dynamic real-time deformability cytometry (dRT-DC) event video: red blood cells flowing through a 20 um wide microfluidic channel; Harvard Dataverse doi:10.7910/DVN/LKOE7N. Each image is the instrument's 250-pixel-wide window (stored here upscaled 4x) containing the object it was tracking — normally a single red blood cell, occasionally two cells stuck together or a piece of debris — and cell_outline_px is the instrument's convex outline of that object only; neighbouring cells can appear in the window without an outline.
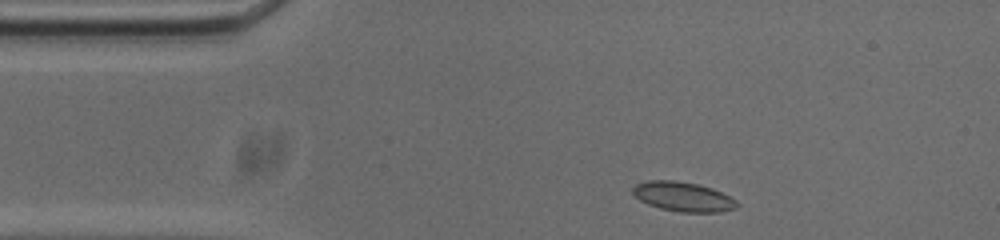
{"species": "common noctule bat (a hibernating species)", "species_latin": "Nyctalus noctula", "temperature_condition": "cold", "stored_images_in_passage": 47, "camera_frame_rate_fps": 3000, "um_per_image_px": 0.085, "animal": {"sex": "male", "body_mass_g": 20.0, "forearm_length_mm": 53.3}, "frame": {"image": 1, "passage_image": 2, "time_ms": 0.333, "image_size_px": [1000, 240], "cell_outline_px": [[740, 204], [736, 208], [720, 212], [680, 212], [660, 208], [648, 204], [640, 200], [632, 192], [632, 188], [636, 184], [648, 180], [672, 180], [696, 184], [712, 188], [736, 200]], "centroid_in_image_um": [58.06, 16.72], "position_along_channel_um": 26.9, "area_um2": 17.8}}
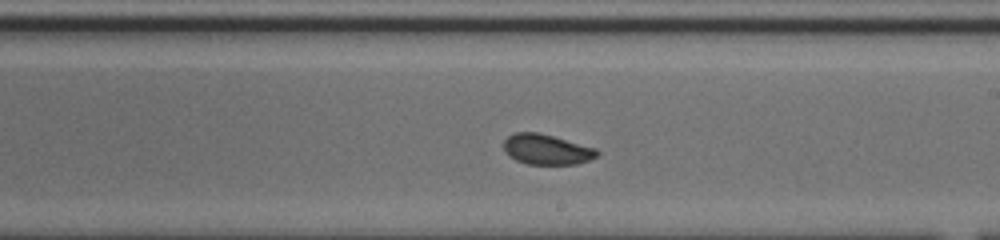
{"frame": {"image": 2, "passage_image": 23, "time_ms": 7.333, "image_size_px": [1000, 240], "cell_outline_px": [[600, 152], [596, 156], [588, 160], [576, 164], [528, 164], [516, 160], [508, 156], [504, 148], [504, 140], [508, 136], [516, 132], [536, 132], [552, 136], [596, 148]], "centroid_in_image_um": [46.44, 12.7], "position_along_channel_um": 242.6, "area_um2": 16.3}}
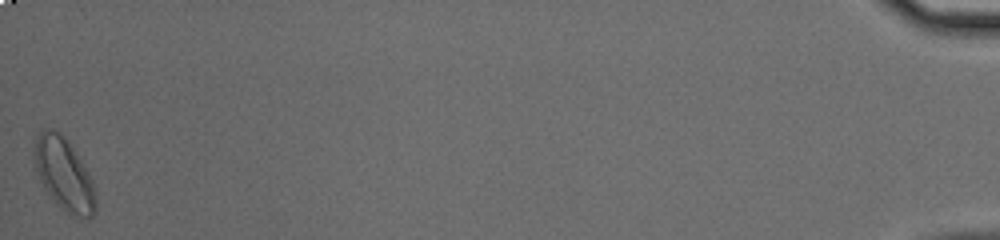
{"frame": {"image": 3, "passage_image": 47, "time_ms": 15.333, "image_size_px": [1000, 240], "cell_outline_px": [[96, 208], [92, 216], [72, 216], [60, 208], [48, 196], [40, 180], [36, 168], [36, 136], [44, 128], [52, 128], [60, 132], [84, 164], [92, 180], [96, 192]], "centroid_in_image_um": [5.46, 14.84], "position_along_channel_um": 429.7, "area_um2": 25.61}, "authors_computed_cell_mechanics": {"area_um2": 17.34, "velocity_mm_per_s": 3.7168, "shape_relaxation_time_tau1_ms": 4.4155, "shape_relaxation_time_tau2_ms": 2.2039, "deformation_change_tau1": 0.0741, "deformation_change_tau2": 0.0569}}